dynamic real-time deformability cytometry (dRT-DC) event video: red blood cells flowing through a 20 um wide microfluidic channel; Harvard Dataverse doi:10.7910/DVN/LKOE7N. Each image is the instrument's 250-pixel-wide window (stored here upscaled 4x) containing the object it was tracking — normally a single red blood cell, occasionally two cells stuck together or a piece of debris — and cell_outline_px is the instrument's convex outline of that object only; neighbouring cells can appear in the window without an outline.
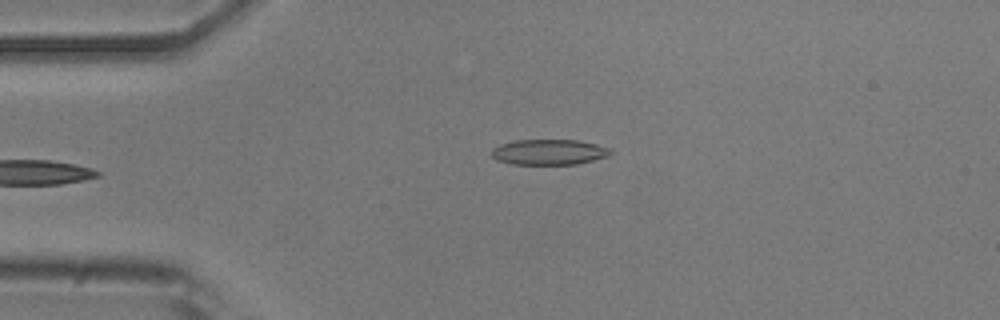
{"species": "common noctule bat (a hibernating species)", "species_latin": "Nyctalus noctula", "temperature_condition": "room temperature", "stored_images_in_passage": 4, "camera_frame_rate_fps": 3000, "um_per_image_px": 0.085, "animal": {"sex": "male", "body_mass_g": 20.5, "forearm_length_mm": 52.5}, "frame": {"image": 1, "passage_image": 4, "time_ms": 1.0, "image_size_px": [1000, 320], "cell_outline_px": [[612, 152], [608, 156], [576, 164], [512, 164], [496, 160], [492, 156], [492, 148], [500, 144], [516, 140], [580, 140], [612, 148]], "centroid_in_image_um": [46.67, 12.92], "position_along_channel_um": 38.3, "area_um2": 17.69}}